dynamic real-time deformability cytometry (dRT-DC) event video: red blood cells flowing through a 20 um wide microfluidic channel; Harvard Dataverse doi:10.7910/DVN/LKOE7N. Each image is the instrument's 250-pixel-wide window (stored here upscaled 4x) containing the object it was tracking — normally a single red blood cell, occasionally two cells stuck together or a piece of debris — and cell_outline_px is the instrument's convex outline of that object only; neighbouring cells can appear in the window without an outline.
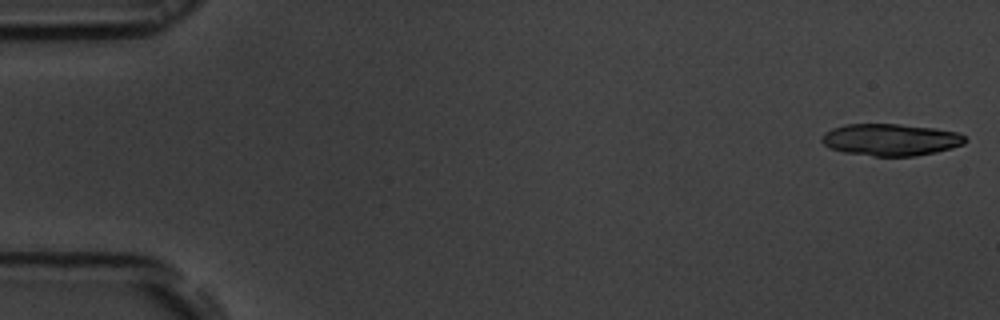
{"species": "common noctule bat (a hibernating species)", "species_latin": "Nyctalus noctula", "temperature_condition": "room temperature", "stored_images_in_passage": 55, "segment_of_instrument_passage": [1, 2], "camera_frame_rate_fps": 3000, "um_per_image_px": 0.085, "animal": {"sex": "male", "body_mass_g": 19.5, "forearm_length_mm": 54.6}, "frame": {"image": 1, "passage_image": 1, "time_ms": 0.0, "image_size_px": [1000, 320], "cell_outline_px": [[968, 140], [964, 144], [952, 148], [936, 152], [916, 156], [872, 156], [844, 152], [832, 148], [824, 144], [820, 140], [820, 136], [824, 132], [832, 128], [844, 124], [900, 124], [936, 128], [956, 132], [964, 136]], "centroid_in_image_um": [75.7, 11.87], "position_along_channel_um": 9.3, "area_um2": 26.88}}